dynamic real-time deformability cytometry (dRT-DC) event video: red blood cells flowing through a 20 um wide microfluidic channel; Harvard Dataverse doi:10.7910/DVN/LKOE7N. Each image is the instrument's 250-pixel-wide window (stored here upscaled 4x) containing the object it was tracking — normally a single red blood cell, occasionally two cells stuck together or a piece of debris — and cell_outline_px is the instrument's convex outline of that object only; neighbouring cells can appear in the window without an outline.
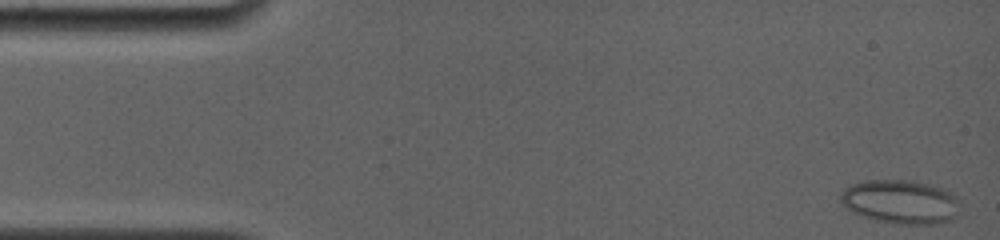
{"species": "common noctule bat (a hibernating species)", "species_latin": "Nyctalus noctula", "temperature_condition": "room temperature", "stored_images_in_passage": 22, "camera_frame_rate_fps": 4000, "um_per_image_px": 0.085, "animal": {"sex": "female", "body_mass_g": 19.0, "forearm_length_mm": 56.7}, "frame": {"image": 1, "passage_image": 1, "time_ms": 0.0, "image_size_px": [1000, 240], "cell_outline_px": [[960, 212], [952, 220], [936, 224], [896, 224], [876, 220], [852, 212], [844, 208], [840, 200], [840, 192], [848, 184], [864, 180], [908, 180], [928, 184], [944, 188], [952, 192], [960, 200]], "centroid_in_image_um": [76.56, 17.15], "position_along_channel_um": 8.4, "area_um2": 31.21}}
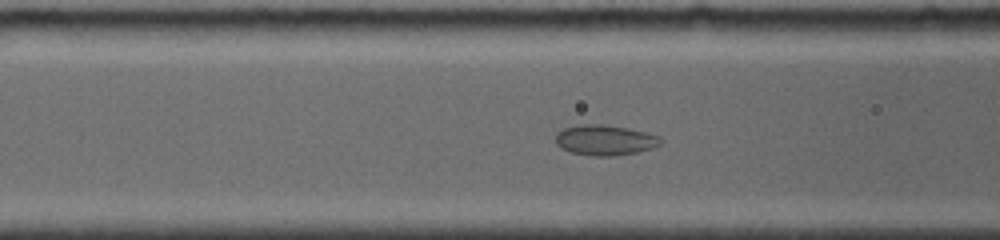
{"frame": {"image": 2, "passage_image": 15, "time_ms": 6.0, "image_size_px": [1000, 240], "cell_outline_px": [[664, 140], [660, 144], [652, 148], [636, 152], [612, 156], [592, 156], [572, 152], [560, 148], [556, 144], [556, 132], [564, 128], [576, 124], [604, 124], [628, 128], [660, 136]], "centroid_in_image_um": [51.4, 11.9], "position_along_channel_um": 115.2, "area_um2": 18.73}}
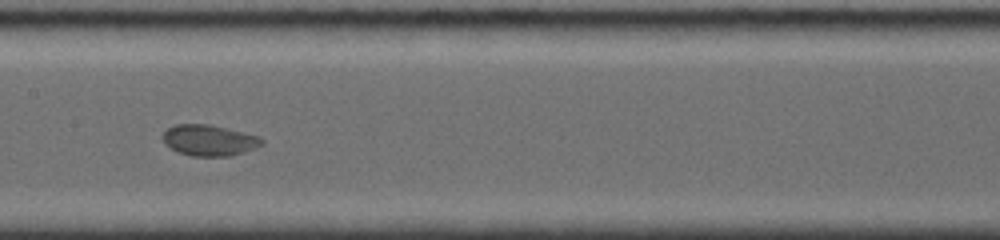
{"frame": {"image": 3, "passage_image": 20, "time_ms": 8.0, "image_size_px": [1000, 240], "cell_outline_px": [[264, 144], [256, 148], [232, 156], [192, 156], [180, 152], [164, 144], [164, 132], [172, 124], [208, 124], [228, 128], [260, 136], [264, 140]], "centroid_in_image_um": [17.83, 11.92], "position_along_channel_um": 189.6, "area_um2": 17.98}}